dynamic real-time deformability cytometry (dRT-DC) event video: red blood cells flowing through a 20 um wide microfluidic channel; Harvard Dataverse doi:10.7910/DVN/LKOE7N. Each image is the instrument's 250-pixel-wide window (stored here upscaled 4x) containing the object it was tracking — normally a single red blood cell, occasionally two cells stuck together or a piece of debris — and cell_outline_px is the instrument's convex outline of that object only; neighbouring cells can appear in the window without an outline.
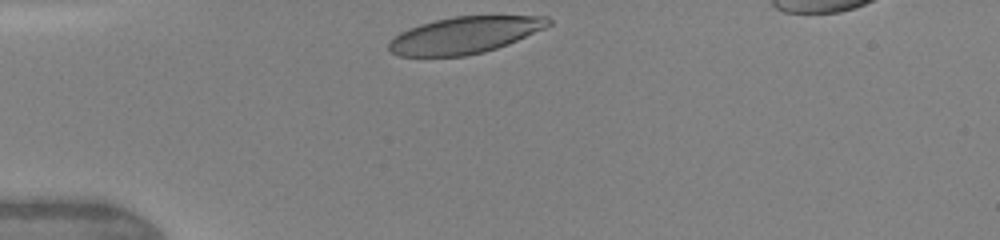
{"species": "human", "species_latin": "Homo sapiens", "temperature_condition": "warm", "stored_images_in_passage": 3, "camera_frame_rate_fps": 3000, "um_per_image_px": 0.085, "donor": {"sex": "female"}, "frame": {"image": 1, "passage_image": 1, "time_ms": 0.0, "image_size_px": [1000, 240], "cell_outline_px": [[552, 24], [544, 28], [508, 44], [484, 52], [464, 56], [400, 56], [392, 52], [388, 48], [388, 44], [400, 32], [408, 28], [420, 24], [436, 20], [456, 16], [548, 16], [552, 20]], "centroid_in_image_um": [39.51, 2.98], "position_along_channel_um": 45.5, "area_um2": 33.87}}